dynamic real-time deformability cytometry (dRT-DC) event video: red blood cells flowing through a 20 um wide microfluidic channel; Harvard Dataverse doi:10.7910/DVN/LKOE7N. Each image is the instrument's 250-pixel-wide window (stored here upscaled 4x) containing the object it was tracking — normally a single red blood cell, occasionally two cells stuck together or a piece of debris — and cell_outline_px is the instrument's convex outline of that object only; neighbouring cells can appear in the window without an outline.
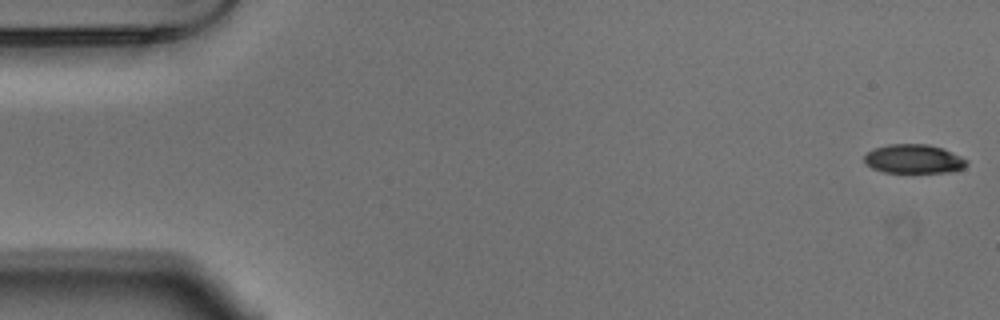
{"species": "Egyptian fruit bat (a non-hibernating species)", "species_latin": "Rousettus aegyptiacus", "temperature_condition": "warm", "stored_images_in_passage": 54, "camera_frame_rate_fps": 3000, "um_per_image_px": 0.085, "animal": {"sex": "male"}, "frame": {"image": 1, "passage_image": 1, "time_ms": 0.0, "image_size_px": [1000, 320], "cell_outline_px": [[968, 164], [964, 168], [948, 172], [884, 172], [872, 168], [864, 164], [864, 156], [872, 148], [888, 144], [928, 144], [944, 148], [968, 160]], "centroid_in_image_um": [77.65, 13.5], "position_along_channel_um": 7.3, "area_um2": 17.46}}
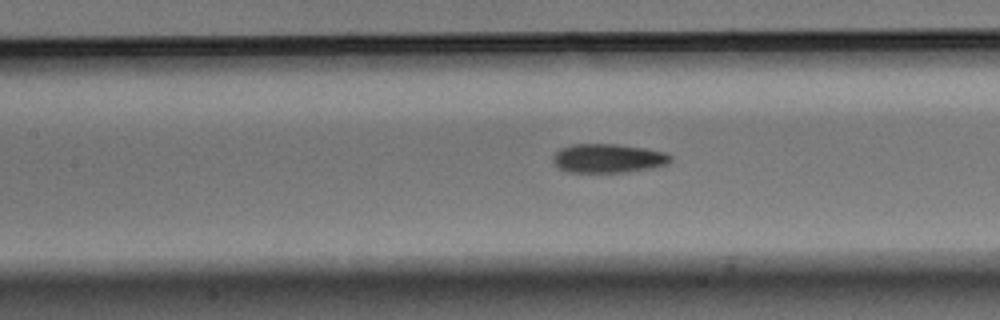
{"frame": {"image": 2, "passage_image": 24, "time_ms": 7.667, "image_size_px": [1000, 320], "cell_outline_px": [[672, 160], [668, 164], [648, 168], [624, 172], [568, 172], [560, 168], [552, 160], [552, 156], [560, 148], [572, 144], [616, 144], [644, 148], [664, 152], [672, 156]], "centroid_in_image_um": [51.68, 13.45], "position_along_channel_um": 155.7, "area_um2": 19.71}}
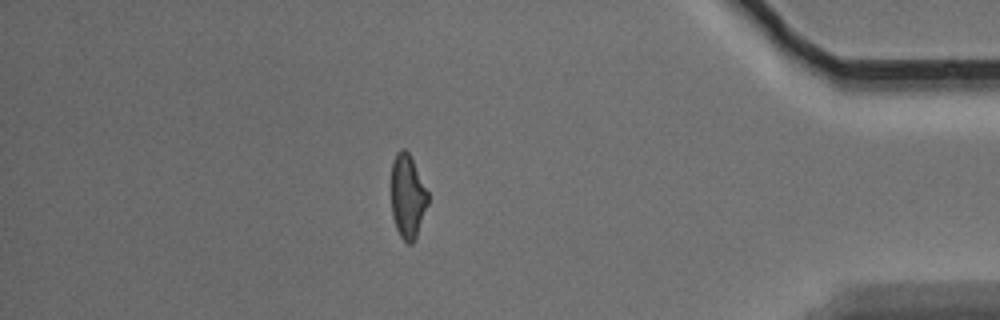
{"frame": {"image": 3, "passage_image": 47, "time_ms": 15.333, "image_size_px": [1000, 320], "cell_outline_px": [[428, 204], [416, 236], [412, 244], [408, 244], [400, 236], [396, 228], [392, 216], [392, 160], [396, 152], [400, 148], [404, 148], [408, 152], [428, 192]], "centroid_in_image_um": [34.64, 16.69], "position_along_channel_um": 400.6, "area_um2": 17.74}, "authors_computed_cell_mechanics": {"area_um2": 19.3052, "velocity_mm_per_s": 3.7048, "shape_relaxation_time_tau1_ms": 4.5496, "shape_relaxation_time_tau2_ms": 2.7368, "deformation_change_tau1": 0.1622, "deformation_change_tau2": 0.1102}}